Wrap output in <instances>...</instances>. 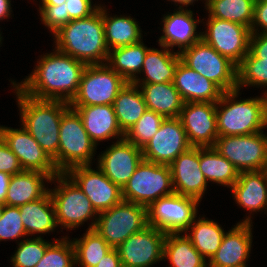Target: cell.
I'll list each match as a JSON object with an SVG mask.
<instances>
[{"label": "cell", "instance_id": "6da1fadb", "mask_svg": "<svg viewBox=\"0 0 267 267\" xmlns=\"http://www.w3.org/2000/svg\"><path fill=\"white\" fill-rule=\"evenodd\" d=\"M43 53L35 69L23 81H11L22 93L38 100L71 103L86 64L54 48Z\"/></svg>", "mask_w": 267, "mask_h": 267}, {"label": "cell", "instance_id": "7a4b0ae2", "mask_svg": "<svg viewBox=\"0 0 267 267\" xmlns=\"http://www.w3.org/2000/svg\"><path fill=\"white\" fill-rule=\"evenodd\" d=\"M53 37L57 50L86 65L107 63L109 49L105 42L102 4L90 16L68 22Z\"/></svg>", "mask_w": 267, "mask_h": 267}, {"label": "cell", "instance_id": "3957f363", "mask_svg": "<svg viewBox=\"0 0 267 267\" xmlns=\"http://www.w3.org/2000/svg\"><path fill=\"white\" fill-rule=\"evenodd\" d=\"M21 125L53 160L58 170L59 128L62 115L70 108L63 101L38 100L22 93L13 83Z\"/></svg>", "mask_w": 267, "mask_h": 267}, {"label": "cell", "instance_id": "277c9868", "mask_svg": "<svg viewBox=\"0 0 267 267\" xmlns=\"http://www.w3.org/2000/svg\"><path fill=\"white\" fill-rule=\"evenodd\" d=\"M240 90L223 92L216 103L219 136L250 135L267 127V90L262 96L238 100Z\"/></svg>", "mask_w": 267, "mask_h": 267}, {"label": "cell", "instance_id": "5b68a950", "mask_svg": "<svg viewBox=\"0 0 267 267\" xmlns=\"http://www.w3.org/2000/svg\"><path fill=\"white\" fill-rule=\"evenodd\" d=\"M54 182H57L56 186L49 189V193L58 227H63L66 231L74 230L90 219L91 224L87 230L94 229L99 213L83 191L65 173L54 176L51 183Z\"/></svg>", "mask_w": 267, "mask_h": 267}, {"label": "cell", "instance_id": "8992f818", "mask_svg": "<svg viewBox=\"0 0 267 267\" xmlns=\"http://www.w3.org/2000/svg\"><path fill=\"white\" fill-rule=\"evenodd\" d=\"M97 149L87 134L80 115L69 108L61 118L58 146V172L79 165H91Z\"/></svg>", "mask_w": 267, "mask_h": 267}, {"label": "cell", "instance_id": "52a82bcc", "mask_svg": "<svg viewBox=\"0 0 267 267\" xmlns=\"http://www.w3.org/2000/svg\"><path fill=\"white\" fill-rule=\"evenodd\" d=\"M174 193L169 165L142 160L122 188L125 201L149 207L154 201Z\"/></svg>", "mask_w": 267, "mask_h": 267}, {"label": "cell", "instance_id": "ba28073f", "mask_svg": "<svg viewBox=\"0 0 267 267\" xmlns=\"http://www.w3.org/2000/svg\"><path fill=\"white\" fill-rule=\"evenodd\" d=\"M148 226L147 207L122 200L98 214L95 230L111 248Z\"/></svg>", "mask_w": 267, "mask_h": 267}, {"label": "cell", "instance_id": "9c48e42d", "mask_svg": "<svg viewBox=\"0 0 267 267\" xmlns=\"http://www.w3.org/2000/svg\"><path fill=\"white\" fill-rule=\"evenodd\" d=\"M179 55L186 66L213 81L224 92L237 89V66L203 39Z\"/></svg>", "mask_w": 267, "mask_h": 267}, {"label": "cell", "instance_id": "30bf717a", "mask_svg": "<svg viewBox=\"0 0 267 267\" xmlns=\"http://www.w3.org/2000/svg\"><path fill=\"white\" fill-rule=\"evenodd\" d=\"M127 81L108 64L86 65L70 107L113 105Z\"/></svg>", "mask_w": 267, "mask_h": 267}, {"label": "cell", "instance_id": "8fae6325", "mask_svg": "<svg viewBox=\"0 0 267 267\" xmlns=\"http://www.w3.org/2000/svg\"><path fill=\"white\" fill-rule=\"evenodd\" d=\"M264 131L250 135L218 136L214 147L239 172L267 169V135Z\"/></svg>", "mask_w": 267, "mask_h": 267}, {"label": "cell", "instance_id": "7c38bea8", "mask_svg": "<svg viewBox=\"0 0 267 267\" xmlns=\"http://www.w3.org/2000/svg\"><path fill=\"white\" fill-rule=\"evenodd\" d=\"M200 202L177 193L161 197L147 207L148 225L166 234L185 233L197 217Z\"/></svg>", "mask_w": 267, "mask_h": 267}, {"label": "cell", "instance_id": "4fadbf2b", "mask_svg": "<svg viewBox=\"0 0 267 267\" xmlns=\"http://www.w3.org/2000/svg\"><path fill=\"white\" fill-rule=\"evenodd\" d=\"M205 25L202 39L238 66L249 52L250 28L209 15Z\"/></svg>", "mask_w": 267, "mask_h": 267}, {"label": "cell", "instance_id": "5bb4252c", "mask_svg": "<svg viewBox=\"0 0 267 267\" xmlns=\"http://www.w3.org/2000/svg\"><path fill=\"white\" fill-rule=\"evenodd\" d=\"M79 165L68 169L65 174L88 197L95 210L100 213L120 203L122 189L114 184L97 166Z\"/></svg>", "mask_w": 267, "mask_h": 267}, {"label": "cell", "instance_id": "9a60e30c", "mask_svg": "<svg viewBox=\"0 0 267 267\" xmlns=\"http://www.w3.org/2000/svg\"><path fill=\"white\" fill-rule=\"evenodd\" d=\"M165 237V232L150 225L129 236L116 248L122 267H151L162 261Z\"/></svg>", "mask_w": 267, "mask_h": 267}, {"label": "cell", "instance_id": "2e32d148", "mask_svg": "<svg viewBox=\"0 0 267 267\" xmlns=\"http://www.w3.org/2000/svg\"><path fill=\"white\" fill-rule=\"evenodd\" d=\"M190 147L180 118H165L156 134L142 148L143 160L170 165Z\"/></svg>", "mask_w": 267, "mask_h": 267}, {"label": "cell", "instance_id": "e0dca14e", "mask_svg": "<svg viewBox=\"0 0 267 267\" xmlns=\"http://www.w3.org/2000/svg\"><path fill=\"white\" fill-rule=\"evenodd\" d=\"M0 136L17 156L23 170L39 171L52 178L59 174L53 160L21 125V128L0 126Z\"/></svg>", "mask_w": 267, "mask_h": 267}, {"label": "cell", "instance_id": "ac0fdd59", "mask_svg": "<svg viewBox=\"0 0 267 267\" xmlns=\"http://www.w3.org/2000/svg\"><path fill=\"white\" fill-rule=\"evenodd\" d=\"M193 147H214L218 135L216 103L185 102L179 116Z\"/></svg>", "mask_w": 267, "mask_h": 267}, {"label": "cell", "instance_id": "d6986e66", "mask_svg": "<svg viewBox=\"0 0 267 267\" xmlns=\"http://www.w3.org/2000/svg\"><path fill=\"white\" fill-rule=\"evenodd\" d=\"M96 166L121 189L143 160L142 149L125 138L116 140L101 155Z\"/></svg>", "mask_w": 267, "mask_h": 267}, {"label": "cell", "instance_id": "ffe728a7", "mask_svg": "<svg viewBox=\"0 0 267 267\" xmlns=\"http://www.w3.org/2000/svg\"><path fill=\"white\" fill-rule=\"evenodd\" d=\"M174 193L201 202L208 182L199 167V147H190L169 165Z\"/></svg>", "mask_w": 267, "mask_h": 267}, {"label": "cell", "instance_id": "44dd1931", "mask_svg": "<svg viewBox=\"0 0 267 267\" xmlns=\"http://www.w3.org/2000/svg\"><path fill=\"white\" fill-rule=\"evenodd\" d=\"M193 11L188 9H174V13L163 15L162 35L158 44L170 49L178 47L176 51L180 54L183 50L190 48L193 44L202 39V31H197L199 23L204 19H195ZM197 31V32H196Z\"/></svg>", "mask_w": 267, "mask_h": 267}, {"label": "cell", "instance_id": "7402d4cb", "mask_svg": "<svg viewBox=\"0 0 267 267\" xmlns=\"http://www.w3.org/2000/svg\"><path fill=\"white\" fill-rule=\"evenodd\" d=\"M252 223L238 222L223 236L216 253L208 261V267H238L246 265L250 257L253 235Z\"/></svg>", "mask_w": 267, "mask_h": 267}, {"label": "cell", "instance_id": "603a6c76", "mask_svg": "<svg viewBox=\"0 0 267 267\" xmlns=\"http://www.w3.org/2000/svg\"><path fill=\"white\" fill-rule=\"evenodd\" d=\"M230 190L235 203L250 213L240 223H252L254 212L267 213V170L240 172Z\"/></svg>", "mask_w": 267, "mask_h": 267}, {"label": "cell", "instance_id": "cb8c5ba5", "mask_svg": "<svg viewBox=\"0 0 267 267\" xmlns=\"http://www.w3.org/2000/svg\"><path fill=\"white\" fill-rule=\"evenodd\" d=\"M79 115L83 126L98 146V142L110 139L122 140L125 134L120 129L113 105H91L83 107H71Z\"/></svg>", "mask_w": 267, "mask_h": 267}, {"label": "cell", "instance_id": "d4e9b609", "mask_svg": "<svg viewBox=\"0 0 267 267\" xmlns=\"http://www.w3.org/2000/svg\"><path fill=\"white\" fill-rule=\"evenodd\" d=\"M173 83L184 102L217 103L224 92L213 81L199 75L181 60L176 67Z\"/></svg>", "mask_w": 267, "mask_h": 267}, {"label": "cell", "instance_id": "484cf974", "mask_svg": "<svg viewBox=\"0 0 267 267\" xmlns=\"http://www.w3.org/2000/svg\"><path fill=\"white\" fill-rule=\"evenodd\" d=\"M52 177L39 171L23 170L11 176L5 205L19 207L44 197L49 189L44 182L51 183Z\"/></svg>", "mask_w": 267, "mask_h": 267}, {"label": "cell", "instance_id": "4316f807", "mask_svg": "<svg viewBox=\"0 0 267 267\" xmlns=\"http://www.w3.org/2000/svg\"><path fill=\"white\" fill-rule=\"evenodd\" d=\"M180 60V55L177 52L171 51L163 45H160L159 50L150 47L145 55L140 77H137L132 83L160 84L173 82L175 70Z\"/></svg>", "mask_w": 267, "mask_h": 267}, {"label": "cell", "instance_id": "83f0119b", "mask_svg": "<svg viewBox=\"0 0 267 267\" xmlns=\"http://www.w3.org/2000/svg\"><path fill=\"white\" fill-rule=\"evenodd\" d=\"M19 210L27 236L39 238L42 234L56 231L55 208L49 192L36 201L19 206Z\"/></svg>", "mask_w": 267, "mask_h": 267}, {"label": "cell", "instance_id": "f1b7e54d", "mask_svg": "<svg viewBox=\"0 0 267 267\" xmlns=\"http://www.w3.org/2000/svg\"><path fill=\"white\" fill-rule=\"evenodd\" d=\"M136 85L141 89L147 109L155 111L165 118L180 116L185 102L173 82Z\"/></svg>", "mask_w": 267, "mask_h": 267}, {"label": "cell", "instance_id": "f546056e", "mask_svg": "<svg viewBox=\"0 0 267 267\" xmlns=\"http://www.w3.org/2000/svg\"><path fill=\"white\" fill-rule=\"evenodd\" d=\"M106 6L102 5L105 42L109 49L136 44L143 39L139 23L131 16H109Z\"/></svg>", "mask_w": 267, "mask_h": 267}, {"label": "cell", "instance_id": "4dcf8cb0", "mask_svg": "<svg viewBox=\"0 0 267 267\" xmlns=\"http://www.w3.org/2000/svg\"><path fill=\"white\" fill-rule=\"evenodd\" d=\"M113 107L118 125L124 134L147 109L141 89L138 85L129 82L119 91Z\"/></svg>", "mask_w": 267, "mask_h": 267}, {"label": "cell", "instance_id": "1f68e13d", "mask_svg": "<svg viewBox=\"0 0 267 267\" xmlns=\"http://www.w3.org/2000/svg\"><path fill=\"white\" fill-rule=\"evenodd\" d=\"M199 167L207 182L231 188L239 177V171L215 147H199Z\"/></svg>", "mask_w": 267, "mask_h": 267}, {"label": "cell", "instance_id": "d6a6232c", "mask_svg": "<svg viewBox=\"0 0 267 267\" xmlns=\"http://www.w3.org/2000/svg\"><path fill=\"white\" fill-rule=\"evenodd\" d=\"M169 267H208L207 260L192 245L185 233L166 234L163 245V260Z\"/></svg>", "mask_w": 267, "mask_h": 267}, {"label": "cell", "instance_id": "836d02e7", "mask_svg": "<svg viewBox=\"0 0 267 267\" xmlns=\"http://www.w3.org/2000/svg\"><path fill=\"white\" fill-rule=\"evenodd\" d=\"M191 231V233L189 232ZM225 230L214 220L199 217L193 220L185 235L191 240L192 245L206 259L210 260L221 245Z\"/></svg>", "mask_w": 267, "mask_h": 267}, {"label": "cell", "instance_id": "e575fe53", "mask_svg": "<svg viewBox=\"0 0 267 267\" xmlns=\"http://www.w3.org/2000/svg\"><path fill=\"white\" fill-rule=\"evenodd\" d=\"M148 49L143 40L136 44L111 49L106 64L127 82L132 83L140 75Z\"/></svg>", "mask_w": 267, "mask_h": 267}, {"label": "cell", "instance_id": "d590c367", "mask_svg": "<svg viewBox=\"0 0 267 267\" xmlns=\"http://www.w3.org/2000/svg\"><path fill=\"white\" fill-rule=\"evenodd\" d=\"M75 249L76 265L95 267L112 248L95 230H86L80 238L71 239Z\"/></svg>", "mask_w": 267, "mask_h": 267}, {"label": "cell", "instance_id": "8d00e7d4", "mask_svg": "<svg viewBox=\"0 0 267 267\" xmlns=\"http://www.w3.org/2000/svg\"><path fill=\"white\" fill-rule=\"evenodd\" d=\"M255 0H207L208 15L251 28Z\"/></svg>", "mask_w": 267, "mask_h": 267}, {"label": "cell", "instance_id": "74e56055", "mask_svg": "<svg viewBox=\"0 0 267 267\" xmlns=\"http://www.w3.org/2000/svg\"><path fill=\"white\" fill-rule=\"evenodd\" d=\"M246 86L267 88V61L255 58L250 52L237 66V89Z\"/></svg>", "mask_w": 267, "mask_h": 267}, {"label": "cell", "instance_id": "f35d334b", "mask_svg": "<svg viewBox=\"0 0 267 267\" xmlns=\"http://www.w3.org/2000/svg\"><path fill=\"white\" fill-rule=\"evenodd\" d=\"M75 249L68 236L54 239L35 267H75Z\"/></svg>", "mask_w": 267, "mask_h": 267}, {"label": "cell", "instance_id": "ab89813d", "mask_svg": "<svg viewBox=\"0 0 267 267\" xmlns=\"http://www.w3.org/2000/svg\"><path fill=\"white\" fill-rule=\"evenodd\" d=\"M165 117L155 111L146 109L139 120L125 133V139L143 148L156 134Z\"/></svg>", "mask_w": 267, "mask_h": 267}, {"label": "cell", "instance_id": "60d3db41", "mask_svg": "<svg viewBox=\"0 0 267 267\" xmlns=\"http://www.w3.org/2000/svg\"><path fill=\"white\" fill-rule=\"evenodd\" d=\"M52 242L39 238H28L17 242V250L12 255L11 264L13 267H35L43 258L47 247Z\"/></svg>", "mask_w": 267, "mask_h": 267}, {"label": "cell", "instance_id": "b9f144b4", "mask_svg": "<svg viewBox=\"0 0 267 267\" xmlns=\"http://www.w3.org/2000/svg\"><path fill=\"white\" fill-rule=\"evenodd\" d=\"M27 237L19 207L5 205L0 217V241L23 240ZM21 237L23 239H21Z\"/></svg>", "mask_w": 267, "mask_h": 267}, {"label": "cell", "instance_id": "7bdbcfd3", "mask_svg": "<svg viewBox=\"0 0 267 267\" xmlns=\"http://www.w3.org/2000/svg\"><path fill=\"white\" fill-rule=\"evenodd\" d=\"M65 6L66 3L60 6H39L40 20L53 35L71 21Z\"/></svg>", "mask_w": 267, "mask_h": 267}, {"label": "cell", "instance_id": "ee69618b", "mask_svg": "<svg viewBox=\"0 0 267 267\" xmlns=\"http://www.w3.org/2000/svg\"><path fill=\"white\" fill-rule=\"evenodd\" d=\"M22 171L23 169L17 156L11 151L6 142L0 136V172L12 176Z\"/></svg>", "mask_w": 267, "mask_h": 267}, {"label": "cell", "instance_id": "f6af8a7d", "mask_svg": "<svg viewBox=\"0 0 267 267\" xmlns=\"http://www.w3.org/2000/svg\"><path fill=\"white\" fill-rule=\"evenodd\" d=\"M66 12L69 13L71 20H77L86 18L93 14L100 6V4L94 3L92 0H67Z\"/></svg>", "mask_w": 267, "mask_h": 267}, {"label": "cell", "instance_id": "bcb514c9", "mask_svg": "<svg viewBox=\"0 0 267 267\" xmlns=\"http://www.w3.org/2000/svg\"><path fill=\"white\" fill-rule=\"evenodd\" d=\"M251 33H267V0H255Z\"/></svg>", "mask_w": 267, "mask_h": 267}, {"label": "cell", "instance_id": "7dc6e473", "mask_svg": "<svg viewBox=\"0 0 267 267\" xmlns=\"http://www.w3.org/2000/svg\"><path fill=\"white\" fill-rule=\"evenodd\" d=\"M249 52L255 58L267 61V33H251Z\"/></svg>", "mask_w": 267, "mask_h": 267}, {"label": "cell", "instance_id": "c3c4849f", "mask_svg": "<svg viewBox=\"0 0 267 267\" xmlns=\"http://www.w3.org/2000/svg\"><path fill=\"white\" fill-rule=\"evenodd\" d=\"M95 267H122V263L116 248L108 251Z\"/></svg>", "mask_w": 267, "mask_h": 267}, {"label": "cell", "instance_id": "681fc988", "mask_svg": "<svg viewBox=\"0 0 267 267\" xmlns=\"http://www.w3.org/2000/svg\"><path fill=\"white\" fill-rule=\"evenodd\" d=\"M11 175L0 172V202L5 204L7 189L10 183Z\"/></svg>", "mask_w": 267, "mask_h": 267}, {"label": "cell", "instance_id": "f907efd6", "mask_svg": "<svg viewBox=\"0 0 267 267\" xmlns=\"http://www.w3.org/2000/svg\"><path fill=\"white\" fill-rule=\"evenodd\" d=\"M11 0H0V21L11 18L12 14Z\"/></svg>", "mask_w": 267, "mask_h": 267}, {"label": "cell", "instance_id": "816d5d0a", "mask_svg": "<svg viewBox=\"0 0 267 267\" xmlns=\"http://www.w3.org/2000/svg\"><path fill=\"white\" fill-rule=\"evenodd\" d=\"M170 1V0H168ZM195 1H198V0H171L170 2H174L175 6H178L177 9L179 10H182V9H188V5H193V3H195ZM205 2V9H207V0H204ZM183 7H186V8H183Z\"/></svg>", "mask_w": 267, "mask_h": 267}, {"label": "cell", "instance_id": "f5cc1de1", "mask_svg": "<svg viewBox=\"0 0 267 267\" xmlns=\"http://www.w3.org/2000/svg\"><path fill=\"white\" fill-rule=\"evenodd\" d=\"M39 6H60L66 2V0H39Z\"/></svg>", "mask_w": 267, "mask_h": 267}, {"label": "cell", "instance_id": "db71d44e", "mask_svg": "<svg viewBox=\"0 0 267 267\" xmlns=\"http://www.w3.org/2000/svg\"><path fill=\"white\" fill-rule=\"evenodd\" d=\"M4 206H5V204L0 202V217L2 216V212H3Z\"/></svg>", "mask_w": 267, "mask_h": 267}, {"label": "cell", "instance_id": "11a10c76", "mask_svg": "<svg viewBox=\"0 0 267 267\" xmlns=\"http://www.w3.org/2000/svg\"><path fill=\"white\" fill-rule=\"evenodd\" d=\"M0 31H1V30H0ZM1 35H2V34H1V32H0V45L2 44V40H3V39H2L3 37H2ZM0 47H1V46H0Z\"/></svg>", "mask_w": 267, "mask_h": 267}]
</instances>
